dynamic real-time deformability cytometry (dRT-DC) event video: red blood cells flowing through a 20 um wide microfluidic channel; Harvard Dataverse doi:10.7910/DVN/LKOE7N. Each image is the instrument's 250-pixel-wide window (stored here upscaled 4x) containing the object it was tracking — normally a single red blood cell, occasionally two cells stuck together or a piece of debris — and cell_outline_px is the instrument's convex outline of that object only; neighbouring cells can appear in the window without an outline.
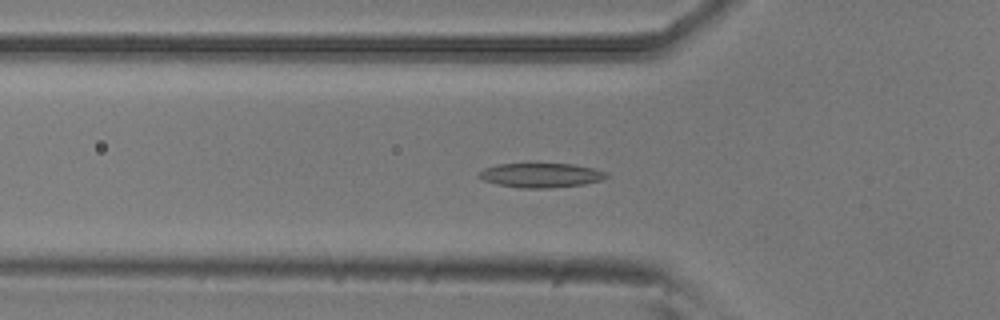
{"species": "common noctule bat (a hibernating species)", "species_latin": "Nyctalus noctula", "temperature_condition": "room temperature", "stored_images_in_passage": 54, "camera_frame_rate_fps": 3000, "um_per_image_px": 0.085, "animal": {"sex": "male", "body_mass_g": 20.5, "forearm_length_mm": 52.5}, "frame": {"image": 1, "passage_image": 18, "time_ms": 5.667, "image_size_px": [1000, 320], "cell_outline_px": [[608, 176], [600, 180], [584, 184], [552, 188], [520, 188], [496, 184], [484, 180], [476, 176], [484, 168], [496, 164], [572, 164], [596, 168], [608, 172]], "centroid_in_image_um": [45.98, 14.9], "position_along_channel_um": 79.8, "area_um2": 18.21}}
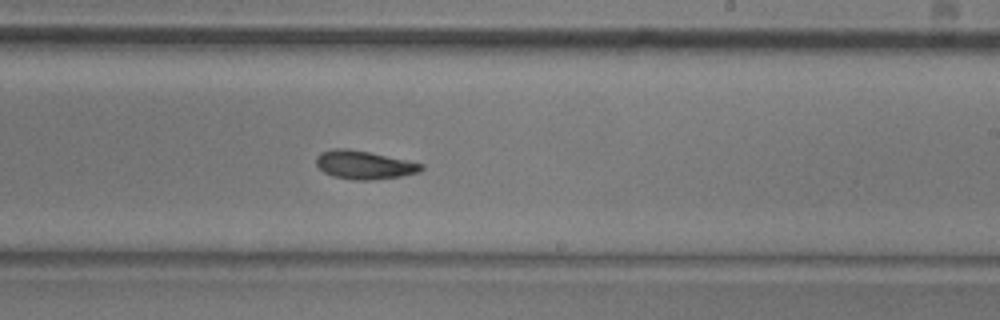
{"frame": {"image": 2, "passage_image": 32, "time_ms": 10.333, "image_size_px": [1000, 320], "cell_outline_px": [[424, 168], [420, 172], [400, 176], [368, 180], [356, 180], [332, 176], [324, 172], [316, 164], [316, 156], [320, 152], [336, 148], [348, 148], [368, 152], [424, 164]], "centroid_in_image_um": [30.93, 14.01], "position_along_channel_um": 258.1, "area_um2": 17.22}}
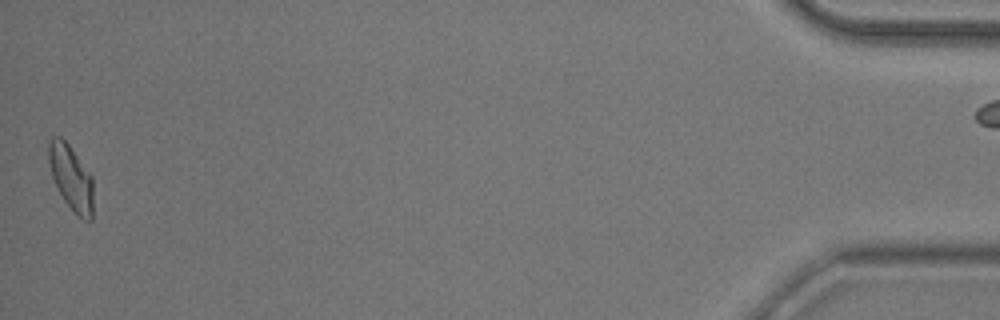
{"frame": {"image": 3, "passage_image": 53, "time_ms": 17.333, "image_size_px": [1000, 320], "cell_outline_px": [[92, 220], [84, 220], [64, 200], [56, 188], [52, 176], [48, 160], [48, 140], [52, 136], [60, 136], [68, 144], [92, 176]], "centroid_in_image_um": [6.01, 15.06], "position_along_channel_um": 429.2, "area_um2": 16.7}}